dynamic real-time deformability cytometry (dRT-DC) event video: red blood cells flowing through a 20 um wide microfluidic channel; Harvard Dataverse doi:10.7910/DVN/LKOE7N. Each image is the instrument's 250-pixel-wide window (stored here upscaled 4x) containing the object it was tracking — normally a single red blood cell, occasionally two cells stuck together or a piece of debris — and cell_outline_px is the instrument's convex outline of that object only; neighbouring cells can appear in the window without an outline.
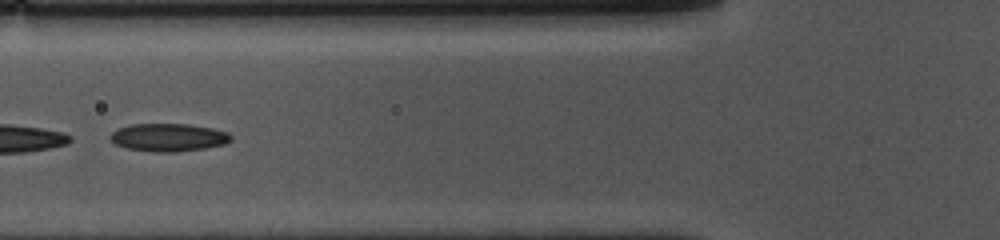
{"species": "common noctule bat (a hibernating species)", "species_latin": "Nyctalus noctula", "temperature_condition": "cold", "stored_images_in_passage": 17, "camera_frame_rate_fps": 3000, "um_per_image_px": 0.085, "animal": {"sex": "female", "body_mass_g": 10.0, "forearm_length_mm": 53.1}, "frame": {"image": 1, "passage_image": 8, "time_ms": 2.333, "image_size_px": [1000, 240], "cell_outline_px": [[232, 140], [224, 144], [204, 148], [176, 152], [152, 152], [128, 148], [116, 144], [108, 136], [112, 132], [120, 128], [132, 124], [188, 124], [212, 128], [228, 132], [232, 136]], "centroid_in_image_um": [14.34, 11.68], "position_along_channel_um": 111.5, "area_um2": 19.54}}